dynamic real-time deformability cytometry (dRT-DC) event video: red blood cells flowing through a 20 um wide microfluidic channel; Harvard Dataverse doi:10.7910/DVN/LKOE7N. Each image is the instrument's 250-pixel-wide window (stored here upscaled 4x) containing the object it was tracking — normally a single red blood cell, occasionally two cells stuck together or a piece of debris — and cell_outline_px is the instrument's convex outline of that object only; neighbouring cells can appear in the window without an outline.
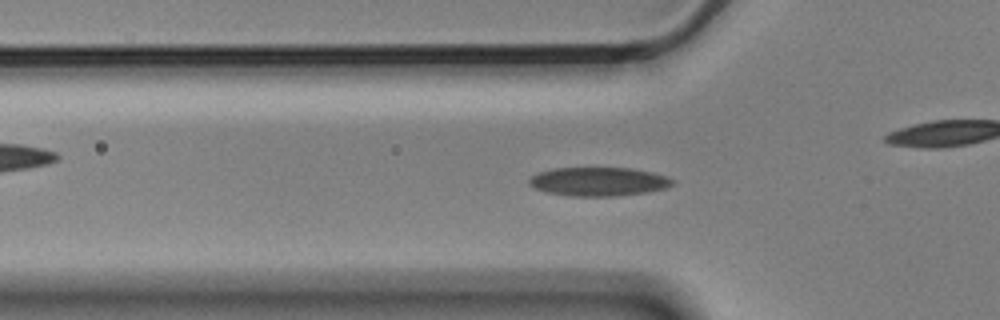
{"species": "Egyptian fruit bat (a non-hibernating species)", "species_latin": "Rousettus aegyptiacus", "temperature_condition": "cold", "stored_images_in_passage": 35, "camera_frame_rate_fps": 3000, "um_per_image_px": 0.085, "animal": {"sex": "male"}, "frame": {"image": 1, "passage_image": 15, "time_ms": 4.667, "image_size_px": [1000, 320], "cell_outline_px": [[676, 180], [668, 188], [648, 192], [616, 196], [572, 196], [548, 192], [532, 188], [528, 184], [528, 180], [536, 172], [552, 168], [632, 168], [652, 172], [668, 176]], "centroid_in_image_um": [50.89, 15.43], "position_along_channel_um": 74.9, "area_um2": 24.33}}
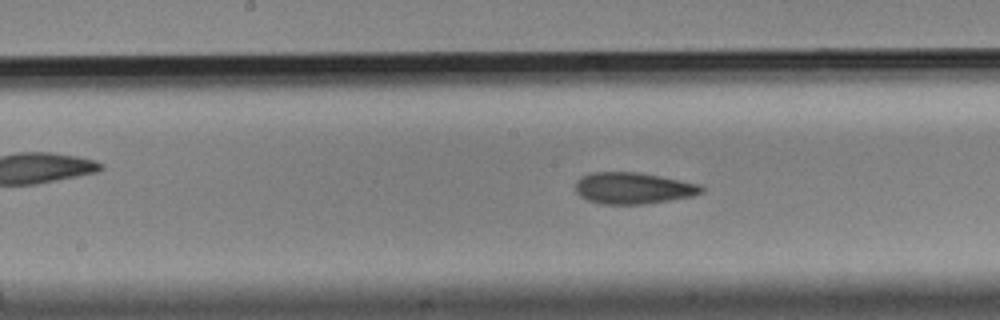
{"frame": {"image": 2, "passage_image": 25, "time_ms": 8.0, "image_size_px": [1000, 320], "cell_outline_px": [[704, 192], [692, 196], [644, 204], [600, 204], [588, 200], [580, 196], [576, 192], [576, 180], [580, 176], [592, 172], [640, 172], [700, 184], [704, 188]], "centroid_in_image_um": [53.8, 15.99], "position_along_channel_um": 194.4, "area_um2": 23.18}}
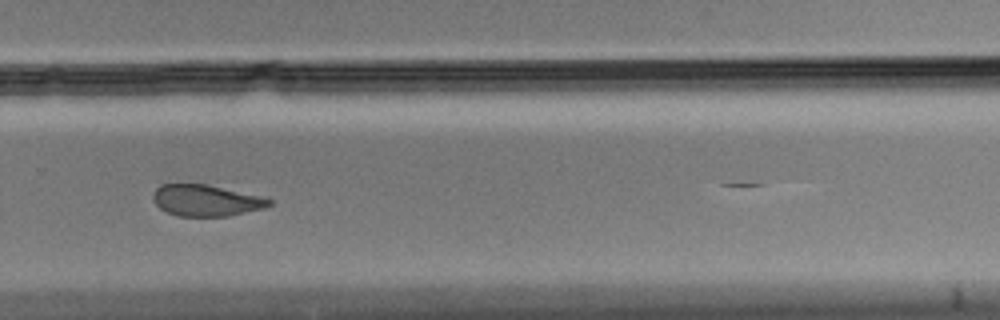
{"frame": {"image": 3, "passage_image": 35, "time_ms": 11.333, "image_size_px": [1000, 320], "cell_outline_px": [[272, 204], [264, 208], [228, 216], [176, 216], [160, 208], [156, 204], [152, 196], [152, 192], [160, 184], [208, 184], [260, 196], [272, 200]], "centroid_in_image_um": [17.49, 17.03], "position_along_channel_um": 312.3, "area_um2": 21.21}}